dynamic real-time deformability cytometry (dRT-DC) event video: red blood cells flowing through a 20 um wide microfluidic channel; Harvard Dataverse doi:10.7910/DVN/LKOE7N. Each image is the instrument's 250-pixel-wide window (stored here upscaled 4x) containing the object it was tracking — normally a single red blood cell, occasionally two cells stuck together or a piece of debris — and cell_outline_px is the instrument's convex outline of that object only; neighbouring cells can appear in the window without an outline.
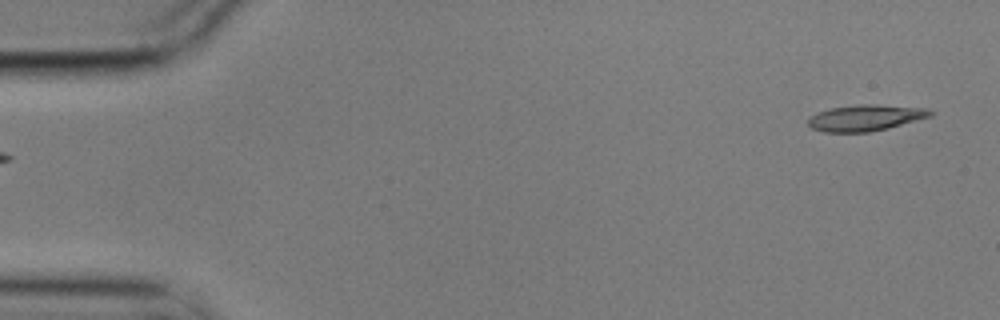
{"species": "common noctule bat (a hibernating species)", "species_latin": "Nyctalus noctula", "temperature_condition": "cold", "stored_images_in_passage": 5, "segment_of_instrument_passage": [2, 2], "camera_frame_rate_fps": 3000, "um_per_image_px": 0.085, "animal": {"sex": "male", "body_mass_g": 17.9}, "frame": {"image": 1, "passage_image": 5, "time_ms": 1.333, "image_size_px": [1000, 320], "cell_outline_px": [[936, 112], [932, 116], [888, 128], [868, 132], [824, 132], [812, 128], [808, 124], [808, 120], [812, 116], [820, 112], [832, 108], [860, 104], [876, 104], [928, 108]], "centroid_in_image_um": [73.64, 10.01], "position_along_channel_um": 11.4, "area_um2": 18.55}}